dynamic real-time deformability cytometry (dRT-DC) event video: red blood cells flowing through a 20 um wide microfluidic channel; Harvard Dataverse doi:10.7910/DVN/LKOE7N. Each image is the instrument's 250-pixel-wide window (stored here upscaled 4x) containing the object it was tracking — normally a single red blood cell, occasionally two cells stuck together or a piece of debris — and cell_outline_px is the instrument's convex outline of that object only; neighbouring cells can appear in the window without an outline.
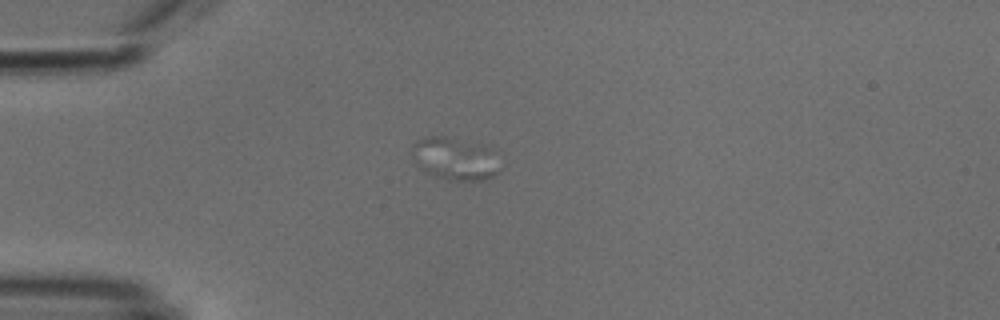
{"species": "common noctule bat (a hibernating species)", "species_latin": "Nyctalus noctula", "temperature_condition": "cold", "stored_images_in_passage": 7, "camera_frame_rate_fps": 3000, "um_per_image_px": 0.085, "animal": {"sex": "male", "body_mass_g": 18.8}, "frame": {"image": 1, "passage_image": 4, "time_ms": 3.667, "image_size_px": [1000, 320], "cell_outline_px": [[500, 168], [492, 176], [484, 180], [448, 180], [432, 176], [424, 172], [416, 164], [412, 156], [412, 144], [416, 140], [428, 136], [444, 136], [492, 144]], "centroid_in_image_um": [38.68, 13.45], "position_along_channel_um": 46.3, "area_um2": 22.66}}
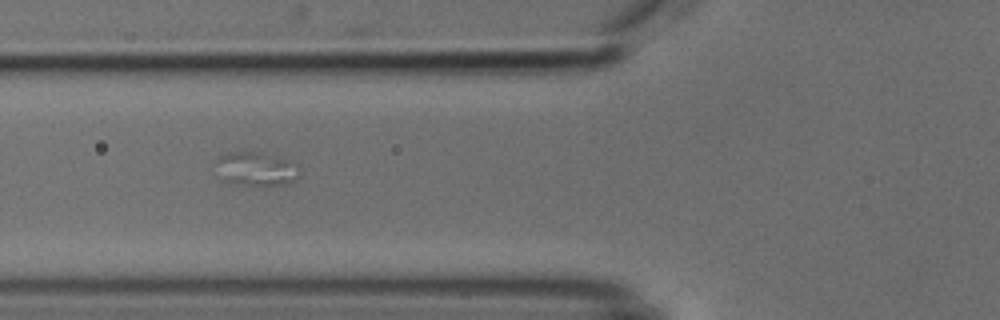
{"frame": {"image": 2, "passage_image": 6, "time_ms": 6.0, "image_size_px": [1000, 320], "cell_outline_px": [[300, 176], [296, 180], [288, 184], [236, 184], [220, 180], [212, 160], [220, 156], [232, 152], [260, 152], [288, 160], [296, 164], [300, 168]], "centroid_in_image_um": [21.72, 14.35], "position_along_channel_um": 104.1, "area_um2": 16.7}}
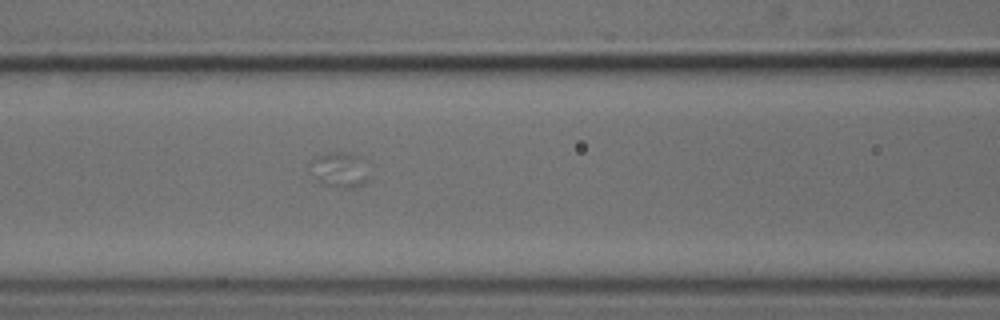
{"frame": {"image": 3, "passage_image": 7, "time_ms": 7.0, "image_size_px": [1000, 320], "cell_outline_px": [[368, 180], [364, 184], [352, 188], [344, 188], [324, 184], [308, 172], [308, 164], [316, 156], [328, 152], [352, 152], [360, 156]], "centroid_in_image_um": [28.79, 14.41], "position_along_channel_um": 137.8, "area_um2": 12.14}}